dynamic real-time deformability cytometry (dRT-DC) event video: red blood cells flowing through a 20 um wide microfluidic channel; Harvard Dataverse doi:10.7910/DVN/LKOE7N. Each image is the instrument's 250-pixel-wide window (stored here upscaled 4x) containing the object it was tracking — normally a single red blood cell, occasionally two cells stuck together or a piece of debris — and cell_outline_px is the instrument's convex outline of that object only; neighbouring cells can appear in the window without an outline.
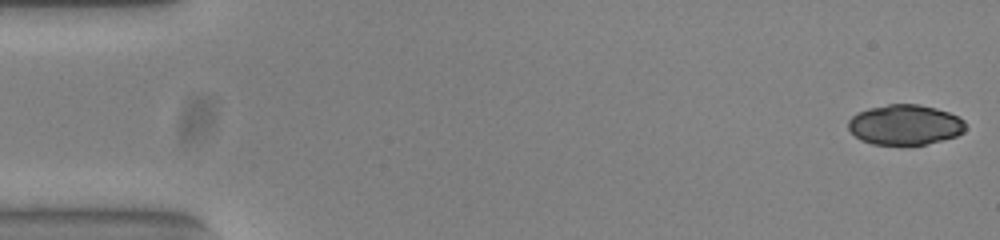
{"species": "common noctule bat (a hibernating species)", "species_latin": "Nyctalus noctula", "temperature_condition": "warm", "stored_images_in_passage": 52, "camera_frame_rate_fps": 3000, "um_per_image_px": 0.085, "animal": {"sex": "female", "body_mass_g": 23.0, "forearm_length_mm": 53.4}, "frame": {"image": 1, "passage_image": 1, "time_ms": 0.0, "image_size_px": [1000, 240], "cell_outline_px": [[964, 132], [956, 136], [924, 144], [872, 144], [860, 140], [848, 128], [848, 120], [856, 112], [868, 108], [888, 104], [920, 104], [936, 108], [948, 112], [964, 120]], "centroid_in_image_um": [76.89, 10.59], "position_along_channel_um": 8.1, "area_um2": 27.34}}